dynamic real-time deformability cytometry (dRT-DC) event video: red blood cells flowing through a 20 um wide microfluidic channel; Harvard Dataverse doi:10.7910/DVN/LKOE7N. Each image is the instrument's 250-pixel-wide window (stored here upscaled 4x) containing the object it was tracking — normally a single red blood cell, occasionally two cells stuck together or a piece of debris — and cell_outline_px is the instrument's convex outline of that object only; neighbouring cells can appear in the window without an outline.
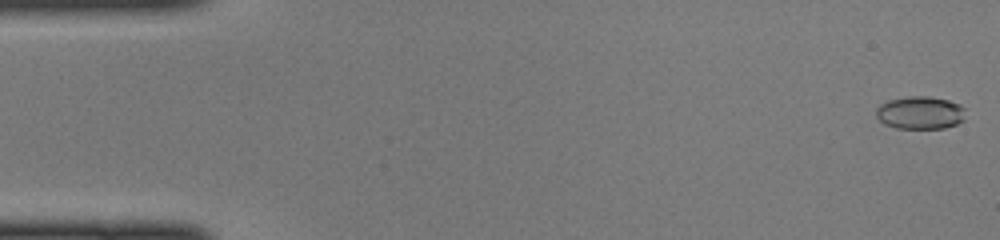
{"species": "common noctule bat (a hibernating species)", "species_latin": "Nyctalus noctula", "temperature_condition": "cold", "stored_images_in_passage": 47, "camera_frame_rate_fps": 3000, "um_per_image_px": 0.085, "animal": {"sex": "female", "body_mass_g": 22.0, "forearm_length_mm": 56.7}, "frame": {"image": 1, "passage_image": 1, "time_ms": 0.0, "image_size_px": [1000, 240], "cell_outline_px": [[964, 120], [956, 124], [944, 128], [896, 128], [884, 124], [876, 116], [876, 108], [880, 104], [888, 100], [908, 96], [928, 96], [948, 100], [960, 104], [964, 108]], "centroid_in_image_um": [78.2, 9.57], "position_along_channel_um": 6.8, "area_um2": 17.17}}
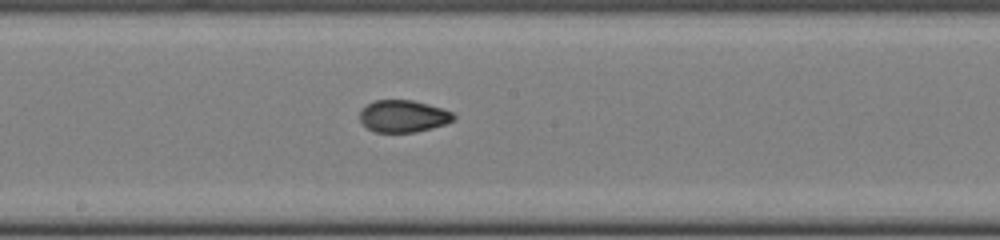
{"frame": {"image": 2, "passage_image": 25, "time_ms": 8.0, "image_size_px": [1000, 240], "cell_outline_px": [[456, 116], [452, 120], [444, 124], [432, 128], [416, 132], [376, 132], [368, 128], [360, 120], [360, 108], [372, 100], [412, 100], [428, 104], [452, 112]], "centroid_in_image_um": [34.24, 9.86], "position_along_channel_um": 214.0, "area_um2": 17.51}}
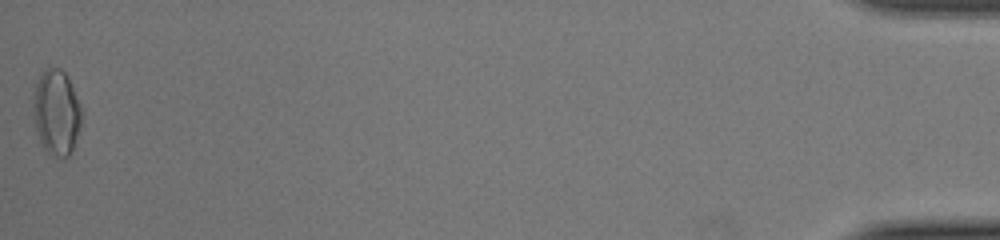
{"frame": {"image": 3, "passage_image": 47, "time_ms": 15.333, "image_size_px": [1000, 240], "cell_outline_px": [[80, 124], [72, 148], [68, 156], [56, 156], [48, 152], [44, 148], [36, 132], [32, 104], [36, 84], [44, 68], [60, 68], [64, 72], [80, 104]], "centroid_in_image_um": [4.76, 9.53], "position_along_channel_um": 430.4, "area_um2": 23.35}}